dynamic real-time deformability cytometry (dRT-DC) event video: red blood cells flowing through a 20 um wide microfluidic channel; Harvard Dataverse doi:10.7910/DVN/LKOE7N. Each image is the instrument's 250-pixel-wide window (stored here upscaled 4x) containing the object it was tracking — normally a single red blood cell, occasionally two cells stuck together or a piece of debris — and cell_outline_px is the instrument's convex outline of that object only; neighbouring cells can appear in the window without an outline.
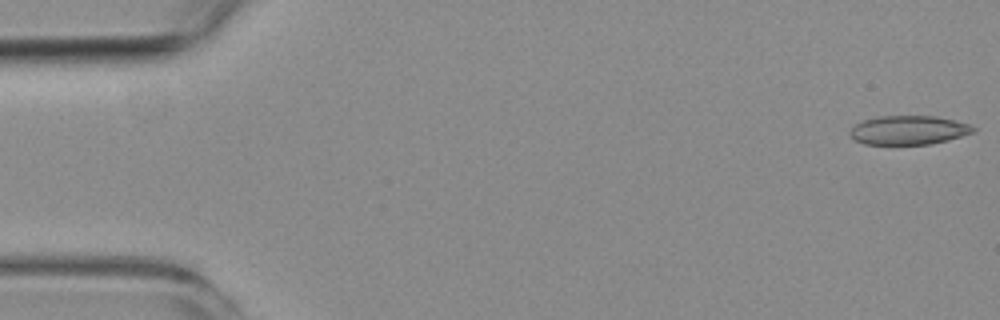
{"species": "common noctule bat (a hibernating species)", "species_latin": "Nyctalus noctula", "temperature_condition": "room temperature", "stored_images_in_passage": 5, "camera_frame_rate_fps": 3000, "um_per_image_px": 0.085, "animal": {"sex": "female", "body_mass_g": 19.3, "forearm_length_mm": 54.1}, "frame": {"image": 1, "passage_image": 1, "time_ms": 0.0, "image_size_px": [1000, 320], "cell_outline_px": [[976, 132], [948, 140], [928, 144], [864, 144], [852, 140], [848, 132], [856, 124], [864, 120], [884, 116], [936, 116], [956, 120], [968, 124], [976, 128]], "centroid_in_image_um": [77.24, 11.06], "position_along_channel_um": 7.8, "area_um2": 20.87}}